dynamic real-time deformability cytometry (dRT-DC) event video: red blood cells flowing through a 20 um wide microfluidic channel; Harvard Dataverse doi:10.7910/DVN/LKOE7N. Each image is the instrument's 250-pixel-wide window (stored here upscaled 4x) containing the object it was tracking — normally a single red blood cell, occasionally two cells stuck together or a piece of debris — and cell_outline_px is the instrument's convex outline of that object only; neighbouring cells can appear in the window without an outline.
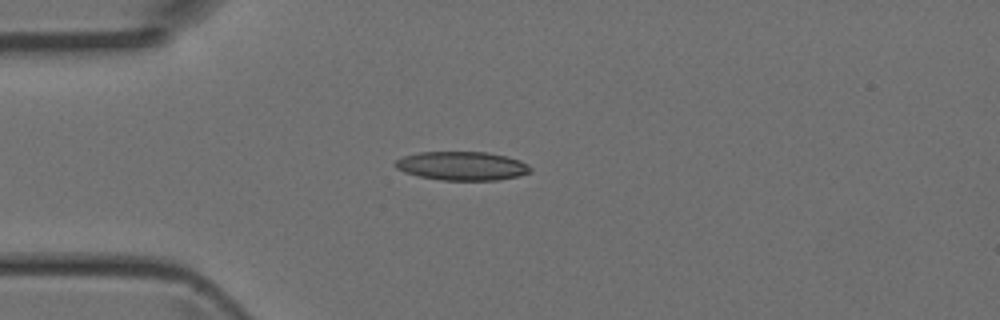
{"species": "Egyptian fruit bat (a non-hibernating species)", "species_latin": "Rousettus aegyptiacus", "temperature_condition": "room temperature", "stored_images_in_passage": 4, "camera_frame_rate_fps": 3000, "um_per_image_px": 0.085, "animal": {"sex": "female"}, "frame": {"image": 1, "passage_image": 4, "time_ms": 1.0, "image_size_px": [1000, 320], "cell_outline_px": [[532, 172], [516, 176], [496, 180], [440, 180], [420, 176], [404, 172], [396, 168], [392, 164], [396, 160], [404, 156], [420, 152], [488, 152], [508, 156], [520, 160], [528, 164], [532, 168]], "centroid_in_image_um": [39.28, 14.1], "position_along_channel_um": 45.7, "area_um2": 22.72}}